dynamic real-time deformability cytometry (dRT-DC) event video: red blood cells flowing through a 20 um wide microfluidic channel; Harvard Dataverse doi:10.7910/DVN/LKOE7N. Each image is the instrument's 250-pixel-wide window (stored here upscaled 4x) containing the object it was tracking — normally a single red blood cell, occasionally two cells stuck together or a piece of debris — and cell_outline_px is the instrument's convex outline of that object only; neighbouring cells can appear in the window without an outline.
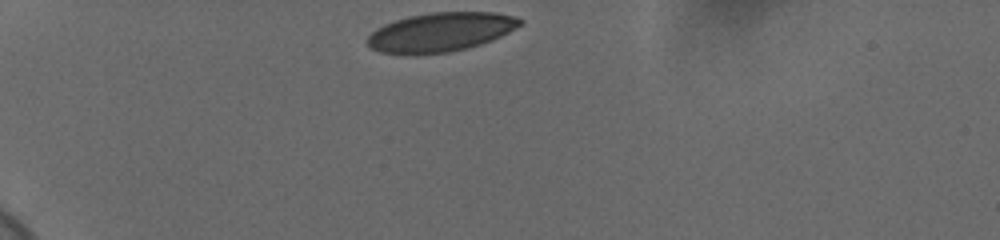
{"species": "human", "species_latin": "Homo sapiens", "temperature_condition": "cold", "stored_images_in_passage": 34, "camera_frame_rate_fps": 3000, "um_per_image_px": 0.085, "donor": {"sex": "female"}, "frame": {"image": 1, "passage_image": 1, "time_ms": 0.0, "image_size_px": [1000, 240], "cell_outline_px": [[524, 20], [520, 24], [508, 32], [492, 40], [468, 48], [448, 52], [380, 52], [372, 48], [364, 40], [376, 28], [384, 24], [408, 16], [432, 12], [496, 12], [516, 16]], "centroid_in_image_um": [37.48, 2.69], "position_along_channel_um": 47.5, "area_um2": 34.1}}
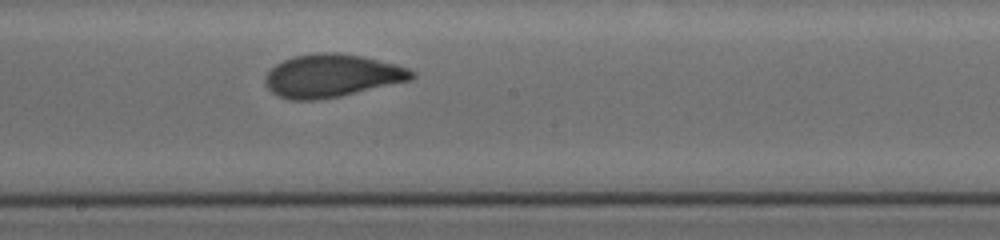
{"frame": {"image": 2, "passage_image": 19, "time_ms": 6.0, "image_size_px": [1000, 240], "cell_outline_px": [[416, 76], [412, 80], [340, 96], [316, 100], [292, 100], [276, 96], [264, 84], [264, 76], [276, 64], [284, 60], [296, 56], [316, 52], [336, 52], [360, 56], [396, 64], [408, 68], [416, 72]], "centroid_in_image_um": [28.2, 6.44], "position_along_channel_um": 220.0, "area_um2": 36.76}}
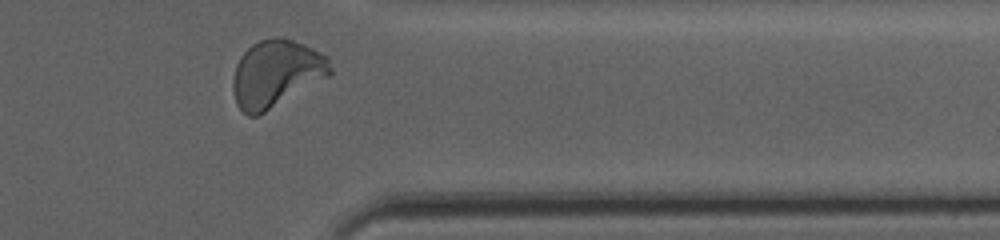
{"frame": {"image": 3, "passage_image": 33, "time_ms": 10.667, "image_size_px": [1000, 240], "cell_outline_px": [[332, 72], [328, 76], [264, 112], [256, 116], [248, 116], [236, 104], [232, 84], [236, 64], [240, 56], [252, 44], [260, 40], [276, 36], [280, 36], [304, 44], [328, 56], [332, 68]], "centroid_in_image_um": [23.46, 6.22], "position_along_channel_um": 387.9, "area_um2": 37.69}, "authors_computed_cell_mechanics": {"area_um2": 36.0961, "velocity_mm_per_s": 3.6641, "shape_relaxation_time_tau1_ms": 4.4374, "shape_relaxation_time_tau2_ms": null, "deformation_change_tau1": 0.1534, "deformation_change_tau2": null}}